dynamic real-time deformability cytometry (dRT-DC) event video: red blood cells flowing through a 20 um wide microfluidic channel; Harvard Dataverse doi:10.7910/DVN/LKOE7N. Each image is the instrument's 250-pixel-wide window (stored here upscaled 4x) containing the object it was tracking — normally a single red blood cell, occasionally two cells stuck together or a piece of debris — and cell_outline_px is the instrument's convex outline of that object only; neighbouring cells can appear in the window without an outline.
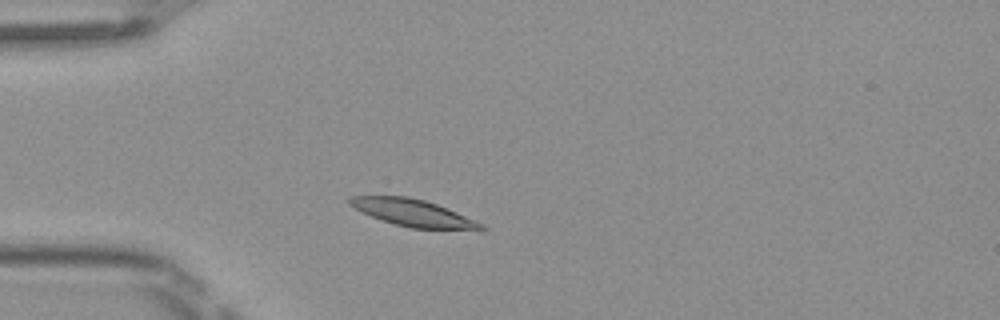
{"species": "Egyptian fruit bat (a non-hibernating species)", "species_latin": "Rousettus aegyptiacus", "temperature_condition": "room temperature", "stored_images_in_passage": 3, "camera_frame_rate_fps": 3000, "um_per_image_px": 0.085, "frame": {"image": 1, "passage_image": 3, "time_ms": 0.667, "image_size_px": [1000, 320], "cell_outline_px": [[488, 228], [484, 232], [412, 228], [380, 220], [348, 204], [348, 200], [352, 196], [408, 196], [424, 200], [436, 204], [456, 212], [484, 224]], "centroid_in_image_um": [35.26, 18.14], "position_along_channel_um": 49.7, "area_um2": 20.98}}